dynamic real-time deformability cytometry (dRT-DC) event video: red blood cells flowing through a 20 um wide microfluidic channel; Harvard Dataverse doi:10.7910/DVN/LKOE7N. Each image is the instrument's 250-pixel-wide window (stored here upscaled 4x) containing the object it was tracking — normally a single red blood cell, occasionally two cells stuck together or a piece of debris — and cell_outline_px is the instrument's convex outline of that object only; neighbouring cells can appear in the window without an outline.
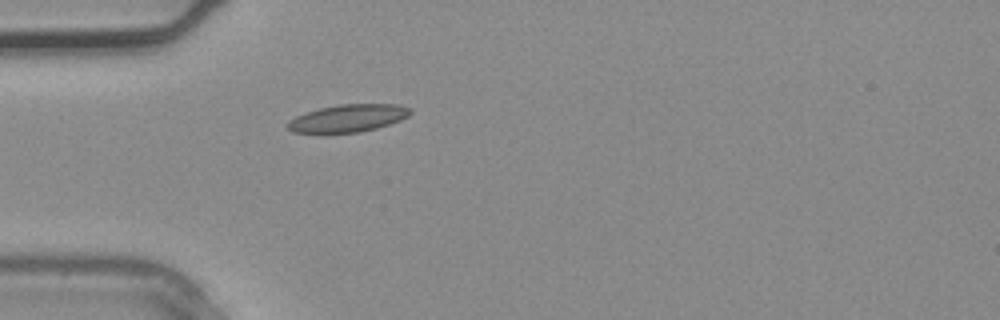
{"species": "common noctule bat (a hibernating species)", "species_latin": "Nyctalus noctula", "temperature_condition": "warm", "stored_images_in_passage": 4, "camera_frame_rate_fps": 3000, "um_per_image_px": 0.085, "animal": {"sex": "male", "body_mass_g": 20.4}, "frame": {"image": 1, "passage_image": 4, "time_ms": 1.0, "image_size_px": [1000, 320], "cell_outline_px": [[412, 112], [408, 116], [400, 120], [376, 128], [360, 132], [320, 136], [292, 132], [288, 128], [288, 120], [296, 116], [320, 108], [340, 104], [400, 104], [412, 108]], "centroid_in_image_um": [29.53, 10.09], "position_along_channel_um": 55.5, "area_um2": 20.4}}